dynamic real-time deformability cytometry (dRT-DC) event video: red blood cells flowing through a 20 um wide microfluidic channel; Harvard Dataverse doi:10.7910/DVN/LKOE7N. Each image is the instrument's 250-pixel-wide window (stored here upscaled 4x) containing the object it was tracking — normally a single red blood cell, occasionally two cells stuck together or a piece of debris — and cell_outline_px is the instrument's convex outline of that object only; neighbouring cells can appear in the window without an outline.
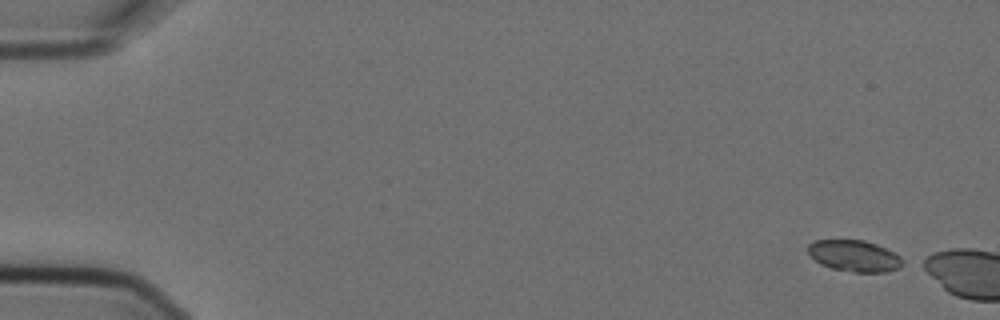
{"species": "Egyptian fruit bat (a non-hibernating species)", "species_latin": "Rousettus aegyptiacus", "temperature_condition": "cold", "stored_images_in_passage": 2, "camera_frame_rate_fps": 3000, "um_per_image_px": 0.085, "animal": {"sex": "female"}, "frame": {"image": 1, "passage_image": 1, "time_ms": 0.0, "image_size_px": [1000, 320], "cell_outline_px": [[908, 264], [900, 268], [888, 272], [852, 272], [832, 268], [820, 264], [808, 252], [808, 244], [816, 240], [864, 240], [876, 244], [908, 260]], "centroid_in_image_um": [72.7, 21.77], "position_along_channel_um": 12.3, "area_um2": 17.51}}